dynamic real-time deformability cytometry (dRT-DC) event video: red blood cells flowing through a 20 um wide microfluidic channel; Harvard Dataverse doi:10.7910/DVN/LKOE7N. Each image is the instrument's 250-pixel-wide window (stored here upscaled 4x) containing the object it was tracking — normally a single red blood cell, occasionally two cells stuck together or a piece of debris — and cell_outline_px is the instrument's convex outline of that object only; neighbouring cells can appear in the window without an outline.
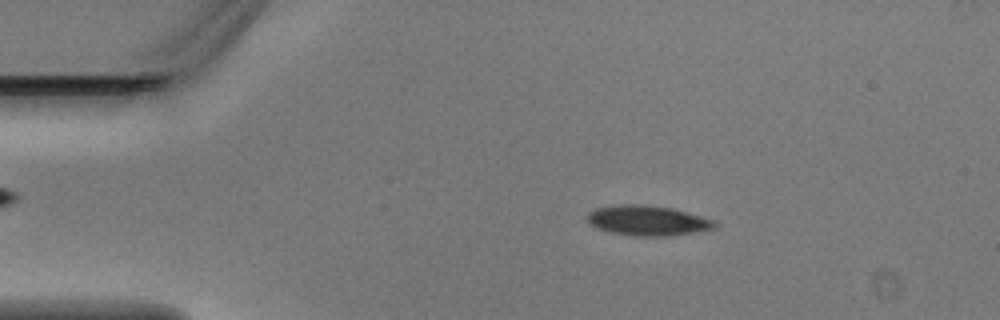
{"species": "Egyptian fruit bat (a non-hibernating species)", "species_latin": "Rousettus aegyptiacus", "temperature_condition": "warm", "stored_images_in_passage": 4, "camera_frame_rate_fps": 3000, "um_per_image_px": 0.085, "animal": {"sex": "male"}, "frame": {"image": 1, "passage_image": 2, "time_ms": 0.333, "image_size_px": [1000, 320], "cell_outline_px": [[716, 228], [696, 232], [668, 236], [636, 236], [612, 232], [596, 228], [588, 224], [584, 216], [588, 212], [596, 208], [616, 204], [648, 204], [672, 208], [688, 212], [716, 220]], "centroid_in_image_um": [55.02, 18.73], "position_along_channel_um": 30.0, "area_um2": 22.77}}
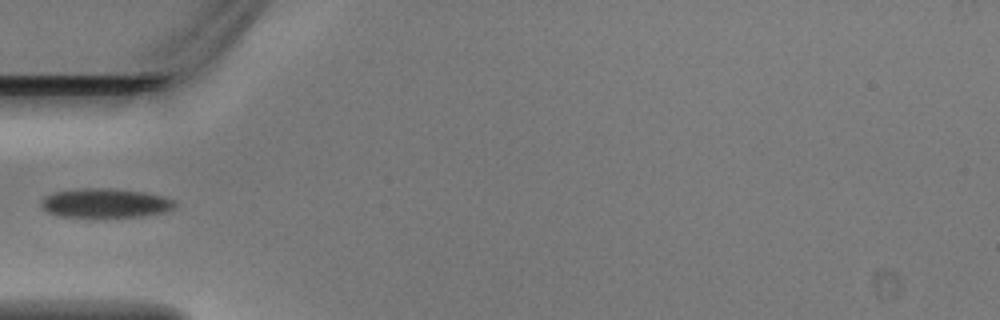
{"frame": {"image": 2, "passage_image": 4, "time_ms": 1.0, "image_size_px": [1000, 320], "cell_outline_px": [[180, 204], [176, 208], [164, 212], [140, 216], [60, 216], [48, 212], [40, 208], [40, 200], [44, 196], [56, 192], [76, 188], [112, 188], [144, 192], [176, 200]], "centroid_in_image_um": [8.96, 17.24], "position_along_channel_um": 76.0, "area_um2": 22.83}}